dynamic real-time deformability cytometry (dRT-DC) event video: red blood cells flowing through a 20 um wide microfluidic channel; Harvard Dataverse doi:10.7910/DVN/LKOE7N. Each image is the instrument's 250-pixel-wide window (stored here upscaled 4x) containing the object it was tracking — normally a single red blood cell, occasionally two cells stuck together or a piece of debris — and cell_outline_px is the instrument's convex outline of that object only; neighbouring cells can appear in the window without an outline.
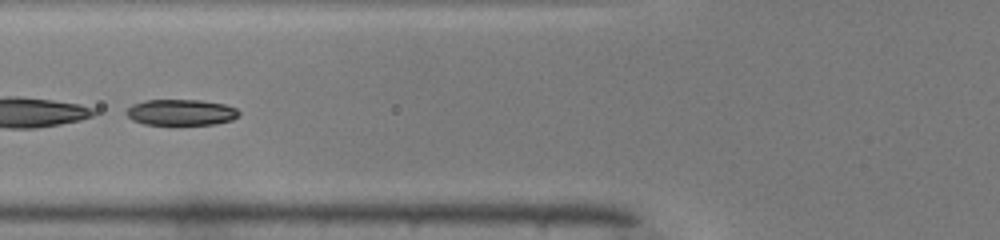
{"species": "common noctule bat (a hibernating species)", "species_latin": "Nyctalus noctula", "temperature_condition": "warm", "stored_images_in_passage": 27, "camera_frame_rate_fps": 3000, "um_per_image_px": 0.085, "animal": {"sex": "male", "body_mass_g": 19.0, "forearm_length_mm": 50.8}, "frame": {"image": 1, "passage_image": 6, "time_ms": 1.667, "image_size_px": [1000, 240], "cell_outline_px": [[240, 112], [232, 120], [216, 124], [144, 124], [132, 120], [124, 112], [132, 104], [144, 100], [200, 100], [224, 104], [236, 108]], "centroid_in_image_um": [15.36, 9.54], "position_along_channel_um": 110.4, "area_um2": 16.99}}
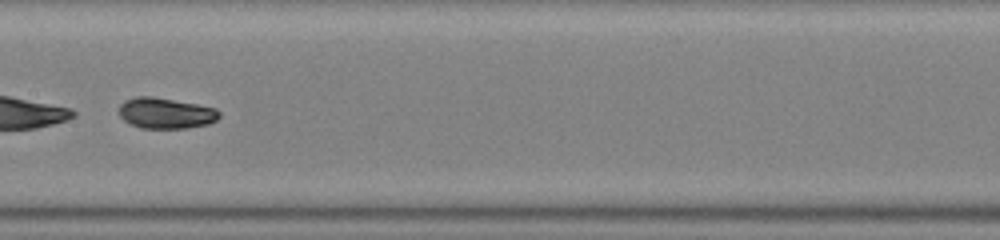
{"frame": {"image": 2, "passage_image": 12, "time_ms": 3.667, "image_size_px": [1000, 240], "cell_outline_px": [[220, 116], [216, 120], [208, 124], [188, 128], [140, 128], [124, 120], [120, 116], [120, 104], [124, 100], [136, 96], [152, 96], [196, 104], [216, 108], [220, 112]], "centroid_in_image_um": [14.09, 9.61], "position_along_channel_um": 193.3, "area_um2": 17.98}}
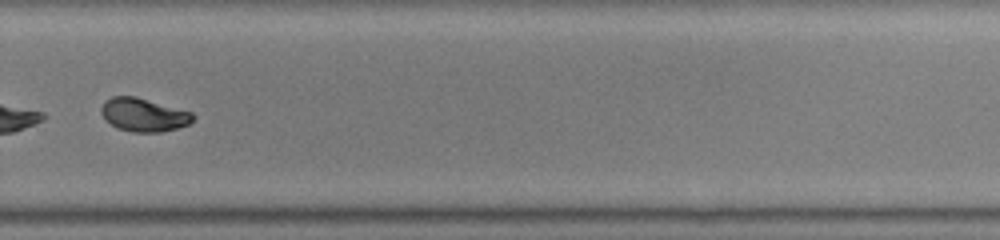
{"frame": {"image": 3, "passage_image": 21, "time_ms": 6.667, "image_size_px": [1000, 240], "cell_outline_px": [[196, 116], [188, 124], [176, 128], [160, 132], [132, 132], [116, 128], [104, 120], [100, 112], [100, 108], [104, 100], [112, 96], [136, 96], [192, 112]], "centroid_in_image_um": [12.16, 9.75], "position_along_channel_um": 317.6, "area_um2": 18.03}, "authors_computed_cell_mechanics": {"area_um2": 17.8024, "velocity_mm_per_s": 4.1474, "shape_relaxation_time_tau1_ms": 1.1067, "shape_relaxation_time_tau2_ms": 1.6574, "deformation_change_tau1": 0.3286, "deformation_change_tau2": 0.0539}}